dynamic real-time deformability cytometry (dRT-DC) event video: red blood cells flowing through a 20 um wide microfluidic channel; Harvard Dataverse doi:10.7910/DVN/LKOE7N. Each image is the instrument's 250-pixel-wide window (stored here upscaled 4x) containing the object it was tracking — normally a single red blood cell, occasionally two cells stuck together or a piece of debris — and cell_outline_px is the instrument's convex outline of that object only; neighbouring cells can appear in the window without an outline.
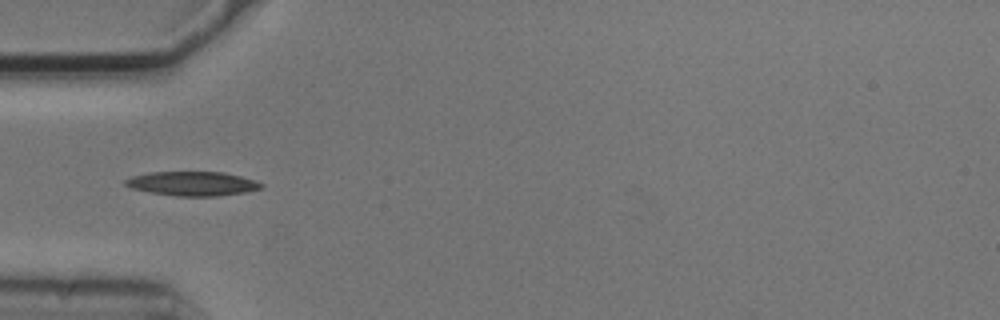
{"species": "common noctule bat (a hibernating species)", "species_latin": "Nyctalus noctula", "temperature_condition": "cold", "stored_images_in_passage": 9, "camera_frame_rate_fps": 3000, "um_per_image_px": 0.085, "animal": {"sex": "male", "body_mass_g": 20.5, "forearm_length_mm": 52.5}, "frame": {"image": 1, "passage_image": 4, "time_ms": 1.0, "image_size_px": [1000, 320], "cell_outline_px": [[264, 188], [244, 192], [216, 196], [176, 196], [152, 192], [132, 188], [124, 184], [124, 180], [132, 176], [152, 172], [224, 172], [256, 180], [264, 184]], "centroid_in_image_um": [16.4, 15.6], "position_along_channel_um": 68.6, "area_um2": 19.07}}
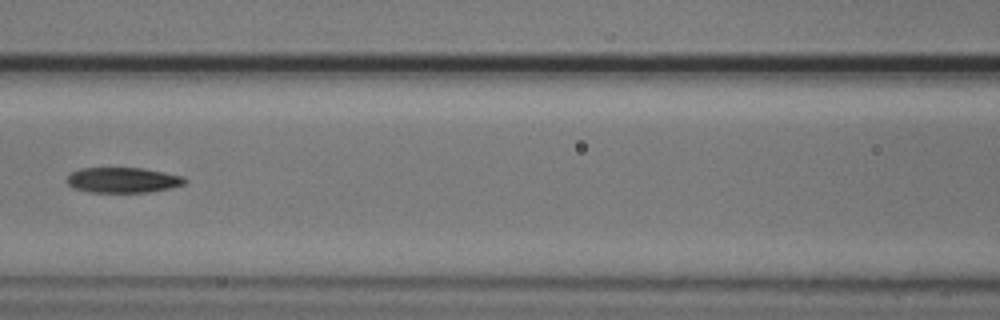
{"frame": {"image": 2, "passage_image": 6, "time_ms": 1.667, "image_size_px": [1000, 320], "cell_outline_px": [[188, 180], [184, 184], [172, 188], [148, 192], [88, 192], [72, 188], [64, 180], [72, 172], [80, 168], [140, 168], [164, 172], [184, 176]], "centroid_in_image_um": [10.43, 15.31], "position_along_channel_um": 156.2, "area_um2": 17.57}}